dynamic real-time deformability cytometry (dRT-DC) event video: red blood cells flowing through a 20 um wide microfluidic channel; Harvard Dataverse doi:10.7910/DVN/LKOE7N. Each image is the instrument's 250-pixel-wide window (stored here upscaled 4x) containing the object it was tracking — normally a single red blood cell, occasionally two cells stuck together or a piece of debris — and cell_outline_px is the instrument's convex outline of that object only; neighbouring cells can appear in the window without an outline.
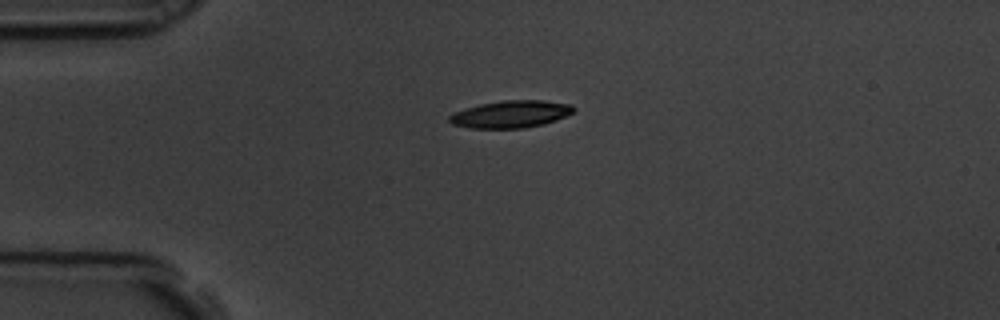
{"species": "common noctule bat (a hibernating species)", "species_latin": "Nyctalus noctula", "temperature_condition": "room temperature", "stored_images_in_passage": 6, "camera_frame_rate_fps": 3000, "um_per_image_px": 0.085, "animal": {"sex": "male", "body_mass_g": 19.5, "forearm_length_mm": 54.6}, "frame": {"image": 1, "passage_image": 6, "time_ms": 1.667, "image_size_px": [1000, 320], "cell_outline_px": [[576, 108], [572, 112], [556, 120], [544, 124], [524, 128], [468, 128], [452, 124], [448, 120], [448, 116], [452, 112], [464, 108], [480, 104], [504, 100], [544, 100], [572, 104]], "centroid_in_image_um": [43.38, 9.7], "position_along_channel_um": 41.6, "area_um2": 19.88}}